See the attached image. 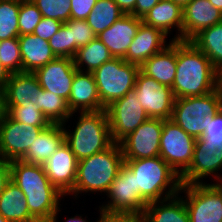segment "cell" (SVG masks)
<instances>
[{"label":"cell","instance_id":"6da1fadb","mask_svg":"<svg viewBox=\"0 0 222 222\" xmlns=\"http://www.w3.org/2000/svg\"><path fill=\"white\" fill-rule=\"evenodd\" d=\"M9 164L11 180L24 193L30 214L38 222H49L65 195L50 182L43 165L22 160H13Z\"/></svg>","mask_w":222,"mask_h":222},{"label":"cell","instance_id":"7a4b0ae2","mask_svg":"<svg viewBox=\"0 0 222 222\" xmlns=\"http://www.w3.org/2000/svg\"><path fill=\"white\" fill-rule=\"evenodd\" d=\"M217 89V69L191 41L177 40V68L172 91L175 99L202 96Z\"/></svg>","mask_w":222,"mask_h":222},{"label":"cell","instance_id":"3957f363","mask_svg":"<svg viewBox=\"0 0 222 222\" xmlns=\"http://www.w3.org/2000/svg\"><path fill=\"white\" fill-rule=\"evenodd\" d=\"M124 164L135 175L136 190L148 203L179 194L181 177L160 156L124 160Z\"/></svg>","mask_w":222,"mask_h":222},{"label":"cell","instance_id":"277c9868","mask_svg":"<svg viewBox=\"0 0 222 222\" xmlns=\"http://www.w3.org/2000/svg\"><path fill=\"white\" fill-rule=\"evenodd\" d=\"M123 165L120 145L115 142L106 150L78 161L74 186L67 195L74 194L76 198L84 192L106 193Z\"/></svg>","mask_w":222,"mask_h":222},{"label":"cell","instance_id":"5b68a950","mask_svg":"<svg viewBox=\"0 0 222 222\" xmlns=\"http://www.w3.org/2000/svg\"><path fill=\"white\" fill-rule=\"evenodd\" d=\"M75 129H64V142L78 161L109 148L114 142L106 110L79 112Z\"/></svg>","mask_w":222,"mask_h":222},{"label":"cell","instance_id":"8992f818","mask_svg":"<svg viewBox=\"0 0 222 222\" xmlns=\"http://www.w3.org/2000/svg\"><path fill=\"white\" fill-rule=\"evenodd\" d=\"M222 109V93L215 91L202 95L177 98L171 120L195 139L202 137L208 120Z\"/></svg>","mask_w":222,"mask_h":222},{"label":"cell","instance_id":"52a82bcc","mask_svg":"<svg viewBox=\"0 0 222 222\" xmlns=\"http://www.w3.org/2000/svg\"><path fill=\"white\" fill-rule=\"evenodd\" d=\"M140 66L123 58H112L93 73L97 91L104 108L134 89Z\"/></svg>","mask_w":222,"mask_h":222},{"label":"cell","instance_id":"ba28073f","mask_svg":"<svg viewBox=\"0 0 222 222\" xmlns=\"http://www.w3.org/2000/svg\"><path fill=\"white\" fill-rule=\"evenodd\" d=\"M190 222H222V183L182 184Z\"/></svg>","mask_w":222,"mask_h":222},{"label":"cell","instance_id":"9c48e42d","mask_svg":"<svg viewBox=\"0 0 222 222\" xmlns=\"http://www.w3.org/2000/svg\"><path fill=\"white\" fill-rule=\"evenodd\" d=\"M107 203L99 211L108 214L142 215L148 202L136 190L135 175L124 164L107 192Z\"/></svg>","mask_w":222,"mask_h":222},{"label":"cell","instance_id":"30bf717a","mask_svg":"<svg viewBox=\"0 0 222 222\" xmlns=\"http://www.w3.org/2000/svg\"><path fill=\"white\" fill-rule=\"evenodd\" d=\"M196 139L171 119L163 120L160 157L181 176L190 166Z\"/></svg>","mask_w":222,"mask_h":222},{"label":"cell","instance_id":"8fae6325","mask_svg":"<svg viewBox=\"0 0 222 222\" xmlns=\"http://www.w3.org/2000/svg\"><path fill=\"white\" fill-rule=\"evenodd\" d=\"M222 169V140L196 139L193 158L189 168L180 176L182 184L203 183V178L214 177L222 183L218 171Z\"/></svg>","mask_w":222,"mask_h":222},{"label":"cell","instance_id":"7c38bea8","mask_svg":"<svg viewBox=\"0 0 222 222\" xmlns=\"http://www.w3.org/2000/svg\"><path fill=\"white\" fill-rule=\"evenodd\" d=\"M105 110L111 137L115 143H119L149 118L134 89L128 91L124 97L112 102Z\"/></svg>","mask_w":222,"mask_h":222},{"label":"cell","instance_id":"4fadbf2b","mask_svg":"<svg viewBox=\"0 0 222 222\" xmlns=\"http://www.w3.org/2000/svg\"><path fill=\"white\" fill-rule=\"evenodd\" d=\"M46 128L19 123L5 112L0 122V159L20 160Z\"/></svg>","mask_w":222,"mask_h":222},{"label":"cell","instance_id":"5bb4252c","mask_svg":"<svg viewBox=\"0 0 222 222\" xmlns=\"http://www.w3.org/2000/svg\"><path fill=\"white\" fill-rule=\"evenodd\" d=\"M162 129L163 119L148 118L132 133L123 138L119 145L124 160L159 156Z\"/></svg>","mask_w":222,"mask_h":222},{"label":"cell","instance_id":"9a60e30c","mask_svg":"<svg viewBox=\"0 0 222 222\" xmlns=\"http://www.w3.org/2000/svg\"><path fill=\"white\" fill-rule=\"evenodd\" d=\"M134 90L149 118L171 119L175 101L172 88L139 71Z\"/></svg>","mask_w":222,"mask_h":222},{"label":"cell","instance_id":"2e32d148","mask_svg":"<svg viewBox=\"0 0 222 222\" xmlns=\"http://www.w3.org/2000/svg\"><path fill=\"white\" fill-rule=\"evenodd\" d=\"M77 71L72 58L57 57L37 69L34 74L42 89L61 96L68 101L72 81Z\"/></svg>","mask_w":222,"mask_h":222},{"label":"cell","instance_id":"e0dca14e","mask_svg":"<svg viewBox=\"0 0 222 222\" xmlns=\"http://www.w3.org/2000/svg\"><path fill=\"white\" fill-rule=\"evenodd\" d=\"M77 166L78 160L65 142L43 165L50 182L65 196L73 189Z\"/></svg>","mask_w":222,"mask_h":222},{"label":"cell","instance_id":"ac0fdd59","mask_svg":"<svg viewBox=\"0 0 222 222\" xmlns=\"http://www.w3.org/2000/svg\"><path fill=\"white\" fill-rule=\"evenodd\" d=\"M141 23V18L125 14L97 38L109 49L114 58H124Z\"/></svg>","mask_w":222,"mask_h":222},{"label":"cell","instance_id":"d6986e66","mask_svg":"<svg viewBox=\"0 0 222 222\" xmlns=\"http://www.w3.org/2000/svg\"><path fill=\"white\" fill-rule=\"evenodd\" d=\"M166 39L167 35L160 29L142 22L123 59L126 62L140 66L144 61L169 45L170 40L167 44Z\"/></svg>","mask_w":222,"mask_h":222},{"label":"cell","instance_id":"ffe728a7","mask_svg":"<svg viewBox=\"0 0 222 222\" xmlns=\"http://www.w3.org/2000/svg\"><path fill=\"white\" fill-rule=\"evenodd\" d=\"M67 105L71 113L105 110L98 95L93 73H75Z\"/></svg>","mask_w":222,"mask_h":222},{"label":"cell","instance_id":"44dd1931","mask_svg":"<svg viewBox=\"0 0 222 222\" xmlns=\"http://www.w3.org/2000/svg\"><path fill=\"white\" fill-rule=\"evenodd\" d=\"M222 22V13L208 0H191L183 8V41H190L201 30Z\"/></svg>","mask_w":222,"mask_h":222},{"label":"cell","instance_id":"7402d4cb","mask_svg":"<svg viewBox=\"0 0 222 222\" xmlns=\"http://www.w3.org/2000/svg\"><path fill=\"white\" fill-rule=\"evenodd\" d=\"M177 68V40H171L162 51L140 65V71L157 82L172 88Z\"/></svg>","mask_w":222,"mask_h":222},{"label":"cell","instance_id":"603a6c76","mask_svg":"<svg viewBox=\"0 0 222 222\" xmlns=\"http://www.w3.org/2000/svg\"><path fill=\"white\" fill-rule=\"evenodd\" d=\"M142 22L146 25L160 29L168 36L176 30L172 40H183V8L175 4L172 0H160L143 18Z\"/></svg>","mask_w":222,"mask_h":222},{"label":"cell","instance_id":"cb8c5ba5","mask_svg":"<svg viewBox=\"0 0 222 222\" xmlns=\"http://www.w3.org/2000/svg\"><path fill=\"white\" fill-rule=\"evenodd\" d=\"M36 75L32 72H19L11 74L6 84L3 98L4 106H21L32 101L41 91Z\"/></svg>","mask_w":222,"mask_h":222},{"label":"cell","instance_id":"d4e9b609","mask_svg":"<svg viewBox=\"0 0 222 222\" xmlns=\"http://www.w3.org/2000/svg\"><path fill=\"white\" fill-rule=\"evenodd\" d=\"M22 60V72L34 73L48 62L56 59L47 40L34 34H26L18 37Z\"/></svg>","mask_w":222,"mask_h":222},{"label":"cell","instance_id":"484cf974","mask_svg":"<svg viewBox=\"0 0 222 222\" xmlns=\"http://www.w3.org/2000/svg\"><path fill=\"white\" fill-rule=\"evenodd\" d=\"M63 142V125L51 124L41 132L20 160L30 164L44 165Z\"/></svg>","mask_w":222,"mask_h":222},{"label":"cell","instance_id":"4316f807","mask_svg":"<svg viewBox=\"0 0 222 222\" xmlns=\"http://www.w3.org/2000/svg\"><path fill=\"white\" fill-rule=\"evenodd\" d=\"M179 195L148 203L142 219L145 222H190L184 198Z\"/></svg>","mask_w":222,"mask_h":222},{"label":"cell","instance_id":"83f0119b","mask_svg":"<svg viewBox=\"0 0 222 222\" xmlns=\"http://www.w3.org/2000/svg\"><path fill=\"white\" fill-rule=\"evenodd\" d=\"M0 214L10 222H38L30 214L24 193L12 180L0 194Z\"/></svg>","mask_w":222,"mask_h":222},{"label":"cell","instance_id":"f1b7e54d","mask_svg":"<svg viewBox=\"0 0 222 222\" xmlns=\"http://www.w3.org/2000/svg\"><path fill=\"white\" fill-rule=\"evenodd\" d=\"M112 58L109 49L96 37L89 44L78 48L73 61L78 71L92 73Z\"/></svg>","mask_w":222,"mask_h":222},{"label":"cell","instance_id":"f546056e","mask_svg":"<svg viewBox=\"0 0 222 222\" xmlns=\"http://www.w3.org/2000/svg\"><path fill=\"white\" fill-rule=\"evenodd\" d=\"M218 69L222 66V22L201 30L190 40Z\"/></svg>","mask_w":222,"mask_h":222},{"label":"cell","instance_id":"4dcf8cb0","mask_svg":"<svg viewBox=\"0 0 222 222\" xmlns=\"http://www.w3.org/2000/svg\"><path fill=\"white\" fill-rule=\"evenodd\" d=\"M35 104L52 124L68 122L75 114L71 113L64 98L44 89L38 92Z\"/></svg>","mask_w":222,"mask_h":222},{"label":"cell","instance_id":"1f68e13d","mask_svg":"<svg viewBox=\"0 0 222 222\" xmlns=\"http://www.w3.org/2000/svg\"><path fill=\"white\" fill-rule=\"evenodd\" d=\"M125 13L113 0H97L92 11L86 18V22L92 28L96 36L112 26Z\"/></svg>","mask_w":222,"mask_h":222},{"label":"cell","instance_id":"d6a6232c","mask_svg":"<svg viewBox=\"0 0 222 222\" xmlns=\"http://www.w3.org/2000/svg\"><path fill=\"white\" fill-rule=\"evenodd\" d=\"M20 0H0V41L19 37Z\"/></svg>","mask_w":222,"mask_h":222},{"label":"cell","instance_id":"836d02e7","mask_svg":"<svg viewBox=\"0 0 222 222\" xmlns=\"http://www.w3.org/2000/svg\"><path fill=\"white\" fill-rule=\"evenodd\" d=\"M5 112L19 123L37 127H49L52 123L32 101L21 106H4Z\"/></svg>","mask_w":222,"mask_h":222},{"label":"cell","instance_id":"e575fe53","mask_svg":"<svg viewBox=\"0 0 222 222\" xmlns=\"http://www.w3.org/2000/svg\"><path fill=\"white\" fill-rule=\"evenodd\" d=\"M42 17L53 18L63 23L71 19V0H31Z\"/></svg>","mask_w":222,"mask_h":222},{"label":"cell","instance_id":"d590c367","mask_svg":"<svg viewBox=\"0 0 222 222\" xmlns=\"http://www.w3.org/2000/svg\"><path fill=\"white\" fill-rule=\"evenodd\" d=\"M0 62L12 74L22 72V60L18 38L0 41Z\"/></svg>","mask_w":222,"mask_h":222},{"label":"cell","instance_id":"8d00e7d4","mask_svg":"<svg viewBox=\"0 0 222 222\" xmlns=\"http://www.w3.org/2000/svg\"><path fill=\"white\" fill-rule=\"evenodd\" d=\"M41 18V12L31 0H20L18 19L19 36L33 34L35 27L40 23Z\"/></svg>","mask_w":222,"mask_h":222},{"label":"cell","instance_id":"74e56055","mask_svg":"<svg viewBox=\"0 0 222 222\" xmlns=\"http://www.w3.org/2000/svg\"><path fill=\"white\" fill-rule=\"evenodd\" d=\"M65 24L71 30L72 36V59L74 58L78 48L89 44L97 36L88 25L86 20L70 19Z\"/></svg>","mask_w":222,"mask_h":222},{"label":"cell","instance_id":"f35d334b","mask_svg":"<svg viewBox=\"0 0 222 222\" xmlns=\"http://www.w3.org/2000/svg\"><path fill=\"white\" fill-rule=\"evenodd\" d=\"M56 57L72 58V36L69 27L63 23L48 41Z\"/></svg>","mask_w":222,"mask_h":222},{"label":"cell","instance_id":"ab89813d","mask_svg":"<svg viewBox=\"0 0 222 222\" xmlns=\"http://www.w3.org/2000/svg\"><path fill=\"white\" fill-rule=\"evenodd\" d=\"M63 22L53 19L42 17L40 23L35 27L34 35L41 39L49 41L50 38L60 29Z\"/></svg>","mask_w":222,"mask_h":222},{"label":"cell","instance_id":"60d3db41","mask_svg":"<svg viewBox=\"0 0 222 222\" xmlns=\"http://www.w3.org/2000/svg\"><path fill=\"white\" fill-rule=\"evenodd\" d=\"M203 140H222V109L208 120L206 130L201 137Z\"/></svg>","mask_w":222,"mask_h":222},{"label":"cell","instance_id":"b9f144b4","mask_svg":"<svg viewBox=\"0 0 222 222\" xmlns=\"http://www.w3.org/2000/svg\"><path fill=\"white\" fill-rule=\"evenodd\" d=\"M97 0H71V19L86 20Z\"/></svg>","mask_w":222,"mask_h":222},{"label":"cell","instance_id":"7bdbcfd3","mask_svg":"<svg viewBox=\"0 0 222 222\" xmlns=\"http://www.w3.org/2000/svg\"><path fill=\"white\" fill-rule=\"evenodd\" d=\"M141 218V215L108 214L100 211V217L99 220L97 219V222H138Z\"/></svg>","mask_w":222,"mask_h":222},{"label":"cell","instance_id":"ee69618b","mask_svg":"<svg viewBox=\"0 0 222 222\" xmlns=\"http://www.w3.org/2000/svg\"><path fill=\"white\" fill-rule=\"evenodd\" d=\"M160 0H136L133 16L143 18Z\"/></svg>","mask_w":222,"mask_h":222},{"label":"cell","instance_id":"f6af8a7d","mask_svg":"<svg viewBox=\"0 0 222 222\" xmlns=\"http://www.w3.org/2000/svg\"><path fill=\"white\" fill-rule=\"evenodd\" d=\"M11 180V168L9 161L0 159V194L3 192L7 183Z\"/></svg>","mask_w":222,"mask_h":222},{"label":"cell","instance_id":"bcb514c9","mask_svg":"<svg viewBox=\"0 0 222 222\" xmlns=\"http://www.w3.org/2000/svg\"><path fill=\"white\" fill-rule=\"evenodd\" d=\"M113 1L125 14H131L135 9L136 0H113Z\"/></svg>","mask_w":222,"mask_h":222},{"label":"cell","instance_id":"7dc6e473","mask_svg":"<svg viewBox=\"0 0 222 222\" xmlns=\"http://www.w3.org/2000/svg\"><path fill=\"white\" fill-rule=\"evenodd\" d=\"M11 72L0 62V92L4 93L7 82L10 79Z\"/></svg>","mask_w":222,"mask_h":222},{"label":"cell","instance_id":"c3c4849f","mask_svg":"<svg viewBox=\"0 0 222 222\" xmlns=\"http://www.w3.org/2000/svg\"><path fill=\"white\" fill-rule=\"evenodd\" d=\"M61 208L59 207L56 212L54 213V215L52 216V219L49 222H57V215L59 214V211ZM65 222H88L87 219L82 218L81 215H76L74 217H69L67 218V220Z\"/></svg>","mask_w":222,"mask_h":222},{"label":"cell","instance_id":"681fc988","mask_svg":"<svg viewBox=\"0 0 222 222\" xmlns=\"http://www.w3.org/2000/svg\"><path fill=\"white\" fill-rule=\"evenodd\" d=\"M217 89L222 93V66L217 69Z\"/></svg>","mask_w":222,"mask_h":222},{"label":"cell","instance_id":"f907efd6","mask_svg":"<svg viewBox=\"0 0 222 222\" xmlns=\"http://www.w3.org/2000/svg\"><path fill=\"white\" fill-rule=\"evenodd\" d=\"M5 114L3 93L0 92V122Z\"/></svg>","mask_w":222,"mask_h":222},{"label":"cell","instance_id":"816d5d0a","mask_svg":"<svg viewBox=\"0 0 222 222\" xmlns=\"http://www.w3.org/2000/svg\"><path fill=\"white\" fill-rule=\"evenodd\" d=\"M208 1L222 13V0H208Z\"/></svg>","mask_w":222,"mask_h":222},{"label":"cell","instance_id":"f5cc1de1","mask_svg":"<svg viewBox=\"0 0 222 222\" xmlns=\"http://www.w3.org/2000/svg\"><path fill=\"white\" fill-rule=\"evenodd\" d=\"M175 4H178L181 8H184L191 0H172Z\"/></svg>","mask_w":222,"mask_h":222},{"label":"cell","instance_id":"db71d44e","mask_svg":"<svg viewBox=\"0 0 222 222\" xmlns=\"http://www.w3.org/2000/svg\"><path fill=\"white\" fill-rule=\"evenodd\" d=\"M0 222H10V221L6 220V219L0 214Z\"/></svg>","mask_w":222,"mask_h":222},{"label":"cell","instance_id":"11a10c76","mask_svg":"<svg viewBox=\"0 0 222 222\" xmlns=\"http://www.w3.org/2000/svg\"><path fill=\"white\" fill-rule=\"evenodd\" d=\"M138 222H145L142 218Z\"/></svg>","mask_w":222,"mask_h":222}]
</instances>
